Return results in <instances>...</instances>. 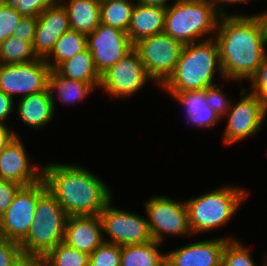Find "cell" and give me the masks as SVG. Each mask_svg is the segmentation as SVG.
I'll return each mask as SVG.
<instances>
[{
  "instance_id": "obj_1",
  "label": "cell",
  "mask_w": 267,
  "mask_h": 266,
  "mask_svg": "<svg viewBox=\"0 0 267 266\" xmlns=\"http://www.w3.org/2000/svg\"><path fill=\"white\" fill-rule=\"evenodd\" d=\"M220 17L213 35L219 51L222 78L249 80L267 54V41L256 14Z\"/></svg>"
},
{
  "instance_id": "obj_2",
  "label": "cell",
  "mask_w": 267,
  "mask_h": 266,
  "mask_svg": "<svg viewBox=\"0 0 267 266\" xmlns=\"http://www.w3.org/2000/svg\"><path fill=\"white\" fill-rule=\"evenodd\" d=\"M42 179L67 216L99 215L113 200L109 186L79 164H45Z\"/></svg>"
},
{
  "instance_id": "obj_3",
  "label": "cell",
  "mask_w": 267,
  "mask_h": 266,
  "mask_svg": "<svg viewBox=\"0 0 267 266\" xmlns=\"http://www.w3.org/2000/svg\"><path fill=\"white\" fill-rule=\"evenodd\" d=\"M197 41L183 46L174 73L161 86L167 92L205 90L215 85V70L222 75L218 45L213 39ZM217 67V68H216Z\"/></svg>"
},
{
  "instance_id": "obj_4",
  "label": "cell",
  "mask_w": 267,
  "mask_h": 266,
  "mask_svg": "<svg viewBox=\"0 0 267 266\" xmlns=\"http://www.w3.org/2000/svg\"><path fill=\"white\" fill-rule=\"evenodd\" d=\"M67 217L56 198L46 191L38 199L27 236L19 243L24 257L38 262L64 241Z\"/></svg>"
},
{
  "instance_id": "obj_5",
  "label": "cell",
  "mask_w": 267,
  "mask_h": 266,
  "mask_svg": "<svg viewBox=\"0 0 267 266\" xmlns=\"http://www.w3.org/2000/svg\"><path fill=\"white\" fill-rule=\"evenodd\" d=\"M219 18L212 0H176L166 8L164 33L183 45L206 40Z\"/></svg>"
},
{
  "instance_id": "obj_6",
  "label": "cell",
  "mask_w": 267,
  "mask_h": 266,
  "mask_svg": "<svg viewBox=\"0 0 267 266\" xmlns=\"http://www.w3.org/2000/svg\"><path fill=\"white\" fill-rule=\"evenodd\" d=\"M247 196V190L228 185L185 201L192 233H206L225 226Z\"/></svg>"
},
{
  "instance_id": "obj_7",
  "label": "cell",
  "mask_w": 267,
  "mask_h": 266,
  "mask_svg": "<svg viewBox=\"0 0 267 266\" xmlns=\"http://www.w3.org/2000/svg\"><path fill=\"white\" fill-rule=\"evenodd\" d=\"M183 46L164 32L133 44L147 74L160 87L174 73Z\"/></svg>"
},
{
  "instance_id": "obj_8",
  "label": "cell",
  "mask_w": 267,
  "mask_h": 266,
  "mask_svg": "<svg viewBox=\"0 0 267 266\" xmlns=\"http://www.w3.org/2000/svg\"><path fill=\"white\" fill-rule=\"evenodd\" d=\"M144 206L152 240L163 243L164 234L170 236L193 234L185 201L178 202L169 197L154 195L144 203Z\"/></svg>"
},
{
  "instance_id": "obj_9",
  "label": "cell",
  "mask_w": 267,
  "mask_h": 266,
  "mask_svg": "<svg viewBox=\"0 0 267 266\" xmlns=\"http://www.w3.org/2000/svg\"><path fill=\"white\" fill-rule=\"evenodd\" d=\"M247 90L246 88L240 90V95L243 97L236 104L232 103L231 108L223 116L228 117L223 132V143L227 145L245 138H253L260 132L267 117V103L251 92L247 93Z\"/></svg>"
},
{
  "instance_id": "obj_10",
  "label": "cell",
  "mask_w": 267,
  "mask_h": 266,
  "mask_svg": "<svg viewBox=\"0 0 267 266\" xmlns=\"http://www.w3.org/2000/svg\"><path fill=\"white\" fill-rule=\"evenodd\" d=\"M47 191L46 183L22 186L0 218V237L20 243L28 234L38 199Z\"/></svg>"
},
{
  "instance_id": "obj_11",
  "label": "cell",
  "mask_w": 267,
  "mask_h": 266,
  "mask_svg": "<svg viewBox=\"0 0 267 266\" xmlns=\"http://www.w3.org/2000/svg\"><path fill=\"white\" fill-rule=\"evenodd\" d=\"M110 201L99 216L103 233L109 236L105 242L119 246L144 244L152 240L147 218L115 208Z\"/></svg>"
},
{
  "instance_id": "obj_12",
  "label": "cell",
  "mask_w": 267,
  "mask_h": 266,
  "mask_svg": "<svg viewBox=\"0 0 267 266\" xmlns=\"http://www.w3.org/2000/svg\"><path fill=\"white\" fill-rule=\"evenodd\" d=\"M50 71L41 58L22 64H0V90L11 98L39 93L48 88Z\"/></svg>"
},
{
  "instance_id": "obj_13",
  "label": "cell",
  "mask_w": 267,
  "mask_h": 266,
  "mask_svg": "<svg viewBox=\"0 0 267 266\" xmlns=\"http://www.w3.org/2000/svg\"><path fill=\"white\" fill-rule=\"evenodd\" d=\"M152 79L147 74L137 51L133 48L120 61L101 75L99 88L114 98L136 94Z\"/></svg>"
},
{
  "instance_id": "obj_14",
  "label": "cell",
  "mask_w": 267,
  "mask_h": 266,
  "mask_svg": "<svg viewBox=\"0 0 267 266\" xmlns=\"http://www.w3.org/2000/svg\"><path fill=\"white\" fill-rule=\"evenodd\" d=\"M86 42L100 76L133 49L127 32L103 23L86 35Z\"/></svg>"
},
{
  "instance_id": "obj_15",
  "label": "cell",
  "mask_w": 267,
  "mask_h": 266,
  "mask_svg": "<svg viewBox=\"0 0 267 266\" xmlns=\"http://www.w3.org/2000/svg\"><path fill=\"white\" fill-rule=\"evenodd\" d=\"M24 146L20 137L15 136L0 150L1 180L16 182L21 186L42 180L43 166L30 163Z\"/></svg>"
},
{
  "instance_id": "obj_16",
  "label": "cell",
  "mask_w": 267,
  "mask_h": 266,
  "mask_svg": "<svg viewBox=\"0 0 267 266\" xmlns=\"http://www.w3.org/2000/svg\"><path fill=\"white\" fill-rule=\"evenodd\" d=\"M33 51L37 58L45 59L56 41L70 29L68 13L61 1L56 0L38 17Z\"/></svg>"
},
{
  "instance_id": "obj_17",
  "label": "cell",
  "mask_w": 267,
  "mask_h": 266,
  "mask_svg": "<svg viewBox=\"0 0 267 266\" xmlns=\"http://www.w3.org/2000/svg\"><path fill=\"white\" fill-rule=\"evenodd\" d=\"M99 215L68 216L64 242L75 249L91 254L105 242Z\"/></svg>"
},
{
  "instance_id": "obj_18",
  "label": "cell",
  "mask_w": 267,
  "mask_h": 266,
  "mask_svg": "<svg viewBox=\"0 0 267 266\" xmlns=\"http://www.w3.org/2000/svg\"><path fill=\"white\" fill-rule=\"evenodd\" d=\"M231 237L202 240L166 253L176 266H221L222 251Z\"/></svg>"
},
{
  "instance_id": "obj_19",
  "label": "cell",
  "mask_w": 267,
  "mask_h": 266,
  "mask_svg": "<svg viewBox=\"0 0 267 266\" xmlns=\"http://www.w3.org/2000/svg\"><path fill=\"white\" fill-rule=\"evenodd\" d=\"M166 8L135 3L127 30L134 44L142 38L164 32Z\"/></svg>"
},
{
  "instance_id": "obj_20",
  "label": "cell",
  "mask_w": 267,
  "mask_h": 266,
  "mask_svg": "<svg viewBox=\"0 0 267 266\" xmlns=\"http://www.w3.org/2000/svg\"><path fill=\"white\" fill-rule=\"evenodd\" d=\"M17 104V114L24 125L33 129H40L49 124L54 116L53 99L49 89L39 93L30 94Z\"/></svg>"
},
{
  "instance_id": "obj_21",
  "label": "cell",
  "mask_w": 267,
  "mask_h": 266,
  "mask_svg": "<svg viewBox=\"0 0 267 266\" xmlns=\"http://www.w3.org/2000/svg\"><path fill=\"white\" fill-rule=\"evenodd\" d=\"M185 107L186 119L197 128H210L221 118L207 104L204 90L167 92Z\"/></svg>"
},
{
  "instance_id": "obj_22",
  "label": "cell",
  "mask_w": 267,
  "mask_h": 266,
  "mask_svg": "<svg viewBox=\"0 0 267 266\" xmlns=\"http://www.w3.org/2000/svg\"><path fill=\"white\" fill-rule=\"evenodd\" d=\"M68 13L70 29L85 35L92 33L101 23L98 0H59Z\"/></svg>"
},
{
  "instance_id": "obj_23",
  "label": "cell",
  "mask_w": 267,
  "mask_h": 266,
  "mask_svg": "<svg viewBox=\"0 0 267 266\" xmlns=\"http://www.w3.org/2000/svg\"><path fill=\"white\" fill-rule=\"evenodd\" d=\"M99 85L70 80L61 76L56 70H51L48 78V89L53 99L54 111L56 107L54 92L62 103L70 104L84 99L95 88H99Z\"/></svg>"
},
{
  "instance_id": "obj_24",
  "label": "cell",
  "mask_w": 267,
  "mask_h": 266,
  "mask_svg": "<svg viewBox=\"0 0 267 266\" xmlns=\"http://www.w3.org/2000/svg\"><path fill=\"white\" fill-rule=\"evenodd\" d=\"M56 71L70 80L89 84H100L101 81V76L94 66L92 53L87 48L63 62Z\"/></svg>"
},
{
  "instance_id": "obj_25",
  "label": "cell",
  "mask_w": 267,
  "mask_h": 266,
  "mask_svg": "<svg viewBox=\"0 0 267 266\" xmlns=\"http://www.w3.org/2000/svg\"><path fill=\"white\" fill-rule=\"evenodd\" d=\"M86 48V35L69 29L56 41L53 50L44 60L51 70H56L63 62L71 59ZM51 57L53 62L50 60Z\"/></svg>"
},
{
  "instance_id": "obj_26",
  "label": "cell",
  "mask_w": 267,
  "mask_h": 266,
  "mask_svg": "<svg viewBox=\"0 0 267 266\" xmlns=\"http://www.w3.org/2000/svg\"><path fill=\"white\" fill-rule=\"evenodd\" d=\"M161 243L151 240L144 244L121 246L120 266H158L166 253L159 252Z\"/></svg>"
},
{
  "instance_id": "obj_27",
  "label": "cell",
  "mask_w": 267,
  "mask_h": 266,
  "mask_svg": "<svg viewBox=\"0 0 267 266\" xmlns=\"http://www.w3.org/2000/svg\"><path fill=\"white\" fill-rule=\"evenodd\" d=\"M135 2L114 0L100 3L101 23L127 32Z\"/></svg>"
},
{
  "instance_id": "obj_28",
  "label": "cell",
  "mask_w": 267,
  "mask_h": 266,
  "mask_svg": "<svg viewBox=\"0 0 267 266\" xmlns=\"http://www.w3.org/2000/svg\"><path fill=\"white\" fill-rule=\"evenodd\" d=\"M88 261L89 254L62 241L40 259L37 266H86Z\"/></svg>"
},
{
  "instance_id": "obj_29",
  "label": "cell",
  "mask_w": 267,
  "mask_h": 266,
  "mask_svg": "<svg viewBox=\"0 0 267 266\" xmlns=\"http://www.w3.org/2000/svg\"><path fill=\"white\" fill-rule=\"evenodd\" d=\"M30 42L10 36L0 44V64H22L37 60Z\"/></svg>"
},
{
  "instance_id": "obj_30",
  "label": "cell",
  "mask_w": 267,
  "mask_h": 266,
  "mask_svg": "<svg viewBox=\"0 0 267 266\" xmlns=\"http://www.w3.org/2000/svg\"><path fill=\"white\" fill-rule=\"evenodd\" d=\"M247 249L239 240H228L222 251L221 266H257Z\"/></svg>"
},
{
  "instance_id": "obj_31",
  "label": "cell",
  "mask_w": 267,
  "mask_h": 266,
  "mask_svg": "<svg viewBox=\"0 0 267 266\" xmlns=\"http://www.w3.org/2000/svg\"><path fill=\"white\" fill-rule=\"evenodd\" d=\"M22 17L9 0L0 1V44L13 35Z\"/></svg>"
},
{
  "instance_id": "obj_32",
  "label": "cell",
  "mask_w": 267,
  "mask_h": 266,
  "mask_svg": "<svg viewBox=\"0 0 267 266\" xmlns=\"http://www.w3.org/2000/svg\"><path fill=\"white\" fill-rule=\"evenodd\" d=\"M121 246L104 242L89 255L95 266H120Z\"/></svg>"
},
{
  "instance_id": "obj_33",
  "label": "cell",
  "mask_w": 267,
  "mask_h": 266,
  "mask_svg": "<svg viewBox=\"0 0 267 266\" xmlns=\"http://www.w3.org/2000/svg\"><path fill=\"white\" fill-rule=\"evenodd\" d=\"M217 86L218 85L215 84L207 87L204 90V93L208 106L212 108L220 118H222L231 108L233 101L232 99H228L227 96L222 93L223 91L221 88Z\"/></svg>"
},
{
  "instance_id": "obj_34",
  "label": "cell",
  "mask_w": 267,
  "mask_h": 266,
  "mask_svg": "<svg viewBox=\"0 0 267 266\" xmlns=\"http://www.w3.org/2000/svg\"><path fill=\"white\" fill-rule=\"evenodd\" d=\"M24 259L19 243L0 237V266H18Z\"/></svg>"
},
{
  "instance_id": "obj_35",
  "label": "cell",
  "mask_w": 267,
  "mask_h": 266,
  "mask_svg": "<svg viewBox=\"0 0 267 266\" xmlns=\"http://www.w3.org/2000/svg\"><path fill=\"white\" fill-rule=\"evenodd\" d=\"M15 10L22 16L38 17L56 0H9Z\"/></svg>"
},
{
  "instance_id": "obj_36",
  "label": "cell",
  "mask_w": 267,
  "mask_h": 266,
  "mask_svg": "<svg viewBox=\"0 0 267 266\" xmlns=\"http://www.w3.org/2000/svg\"><path fill=\"white\" fill-rule=\"evenodd\" d=\"M249 81L252 84L250 92L267 103V54Z\"/></svg>"
},
{
  "instance_id": "obj_37",
  "label": "cell",
  "mask_w": 267,
  "mask_h": 266,
  "mask_svg": "<svg viewBox=\"0 0 267 266\" xmlns=\"http://www.w3.org/2000/svg\"><path fill=\"white\" fill-rule=\"evenodd\" d=\"M38 19L32 16H23L16 26L13 36L33 44Z\"/></svg>"
},
{
  "instance_id": "obj_38",
  "label": "cell",
  "mask_w": 267,
  "mask_h": 266,
  "mask_svg": "<svg viewBox=\"0 0 267 266\" xmlns=\"http://www.w3.org/2000/svg\"><path fill=\"white\" fill-rule=\"evenodd\" d=\"M21 187L16 182L0 179V218L9 208L14 196Z\"/></svg>"
},
{
  "instance_id": "obj_39",
  "label": "cell",
  "mask_w": 267,
  "mask_h": 266,
  "mask_svg": "<svg viewBox=\"0 0 267 266\" xmlns=\"http://www.w3.org/2000/svg\"><path fill=\"white\" fill-rule=\"evenodd\" d=\"M14 98L0 90V122H3L10 116L14 109Z\"/></svg>"
},
{
  "instance_id": "obj_40",
  "label": "cell",
  "mask_w": 267,
  "mask_h": 266,
  "mask_svg": "<svg viewBox=\"0 0 267 266\" xmlns=\"http://www.w3.org/2000/svg\"><path fill=\"white\" fill-rule=\"evenodd\" d=\"M251 0H212V4L214 5V9L216 13L220 17L228 16V14L225 11V8L229 4H247Z\"/></svg>"
},
{
  "instance_id": "obj_41",
  "label": "cell",
  "mask_w": 267,
  "mask_h": 266,
  "mask_svg": "<svg viewBox=\"0 0 267 266\" xmlns=\"http://www.w3.org/2000/svg\"><path fill=\"white\" fill-rule=\"evenodd\" d=\"M15 136L18 134L10 130L5 123L0 122V150Z\"/></svg>"
},
{
  "instance_id": "obj_42",
  "label": "cell",
  "mask_w": 267,
  "mask_h": 266,
  "mask_svg": "<svg viewBox=\"0 0 267 266\" xmlns=\"http://www.w3.org/2000/svg\"><path fill=\"white\" fill-rule=\"evenodd\" d=\"M167 2L168 0H136L135 3L168 8L170 5Z\"/></svg>"
},
{
  "instance_id": "obj_43",
  "label": "cell",
  "mask_w": 267,
  "mask_h": 266,
  "mask_svg": "<svg viewBox=\"0 0 267 266\" xmlns=\"http://www.w3.org/2000/svg\"><path fill=\"white\" fill-rule=\"evenodd\" d=\"M256 15L262 23L263 30H264V36H265V39L267 41V10H265L264 12L258 13Z\"/></svg>"
},
{
  "instance_id": "obj_44",
  "label": "cell",
  "mask_w": 267,
  "mask_h": 266,
  "mask_svg": "<svg viewBox=\"0 0 267 266\" xmlns=\"http://www.w3.org/2000/svg\"><path fill=\"white\" fill-rule=\"evenodd\" d=\"M18 266H37V262L32 259L25 258Z\"/></svg>"
},
{
  "instance_id": "obj_45",
  "label": "cell",
  "mask_w": 267,
  "mask_h": 266,
  "mask_svg": "<svg viewBox=\"0 0 267 266\" xmlns=\"http://www.w3.org/2000/svg\"><path fill=\"white\" fill-rule=\"evenodd\" d=\"M158 266H176L167 256L160 262Z\"/></svg>"
},
{
  "instance_id": "obj_46",
  "label": "cell",
  "mask_w": 267,
  "mask_h": 266,
  "mask_svg": "<svg viewBox=\"0 0 267 266\" xmlns=\"http://www.w3.org/2000/svg\"><path fill=\"white\" fill-rule=\"evenodd\" d=\"M86 266H95V264L89 259L88 264Z\"/></svg>"
},
{
  "instance_id": "obj_47",
  "label": "cell",
  "mask_w": 267,
  "mask_h": 266,
  "mask_svg": "<svg viewBox=\"0 0 267 266\" xmlns=\"http://www.w3.org/2000/svg\"><path fill=\"white\" fill-rule=\"evenodd\" d=\"M265 258V260H264V262H263V266H267V255L266 256H264Z\"/></svg>"
},
{
  "instance_id": "obj_48",
  "label": "cell",
  "mask_w": 267,
  "mask_h": 266,
  "mask_svg": "<svg viewBox=\"0 0 267 266\" xmlns=\"http://www.w3.org/2000/svg\"><path fill=\"white\" fill-rule=\"evenodd\" d=\"M100 3L102 2H108V1H114V0H98Z\"/></svg>"
}]
</instances>
